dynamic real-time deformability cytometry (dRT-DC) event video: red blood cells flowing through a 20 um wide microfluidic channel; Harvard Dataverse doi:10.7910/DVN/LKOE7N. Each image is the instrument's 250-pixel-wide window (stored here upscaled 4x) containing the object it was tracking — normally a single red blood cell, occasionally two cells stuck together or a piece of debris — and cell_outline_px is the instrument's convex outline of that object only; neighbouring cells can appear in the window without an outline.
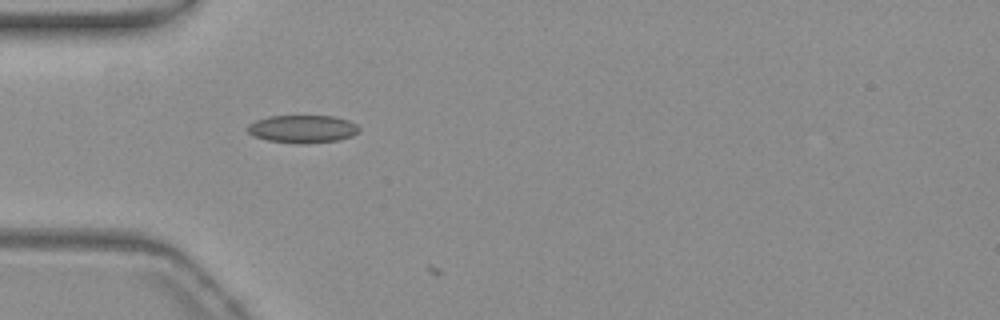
{"species": "common noctule bat (a hibernating species)", "species_latin": "Nyctalus noctula", "temperature_condition": "warm", "stored_images_in_passage": 2, "camera_frame_rate_fps": 3000, "um_per_image_px": 0.085, "animal": {"sex": "female", "body_mass_g": 19.3, "forearm_length_mm": 54.1}, "frame": {"image": 1, "passage_image": 1, "time_ms": 0.0, "image_size_px": [1000, 320], "cell_outline_px": [[360, 132], [352, 136], [336, 140], [296, 144], [268, 140], [252, 136], [248, 132], [248, 124], [256, 120], [268, 116], [336, 116], [348, 120], [356, 124], [360, 128]], "centroid_in_image_um": [25.72, 10.95], "position_along_channel_um": 59.3, "area_um2": 18.09}}